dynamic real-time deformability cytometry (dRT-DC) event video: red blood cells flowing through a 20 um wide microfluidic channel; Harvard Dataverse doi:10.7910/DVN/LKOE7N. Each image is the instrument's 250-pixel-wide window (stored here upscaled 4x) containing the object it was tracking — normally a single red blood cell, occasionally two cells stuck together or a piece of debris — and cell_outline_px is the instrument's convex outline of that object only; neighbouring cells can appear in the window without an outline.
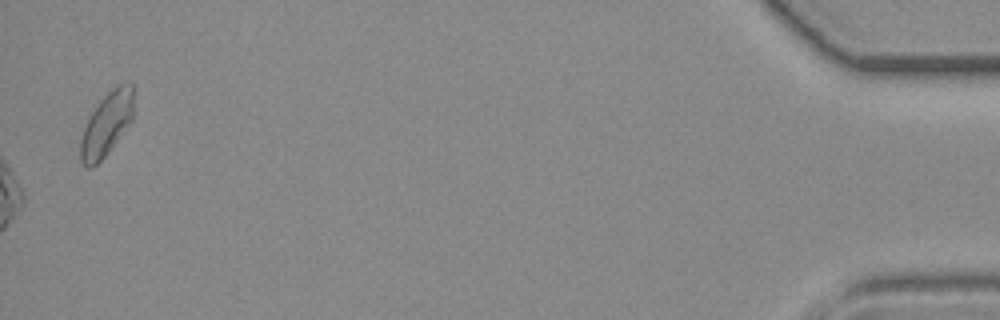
{"species": "common noctule bat (a hibernating species)", "species_latin": "Nyctalus noctula", "temperature_condition": "room temperature", "stored_images_in_passage": 32, "camera_frame_rate_fps": 3000, "um_per_image_px": 0.085, "animal": {"sex": "female", "body_mass_g": 19.3, "forearm_length_mm": 54.1}, "frame": {"image": 1, "passage_image": 32, "time_ms": 10.333, "image_size_px": [1000, 320], "cell_outline_px": [[132, 120], [104, 156], [92, 168], [88, 168], [80, 160], [80, 140], [84, 128], [92, 112], [100, 100], [116, 84], [128, 80], [132, 84]], "centroid_in_image_um": [9.05, 10.51], "position_along_channel_um": 426.1, "area_um2": 19.25}}